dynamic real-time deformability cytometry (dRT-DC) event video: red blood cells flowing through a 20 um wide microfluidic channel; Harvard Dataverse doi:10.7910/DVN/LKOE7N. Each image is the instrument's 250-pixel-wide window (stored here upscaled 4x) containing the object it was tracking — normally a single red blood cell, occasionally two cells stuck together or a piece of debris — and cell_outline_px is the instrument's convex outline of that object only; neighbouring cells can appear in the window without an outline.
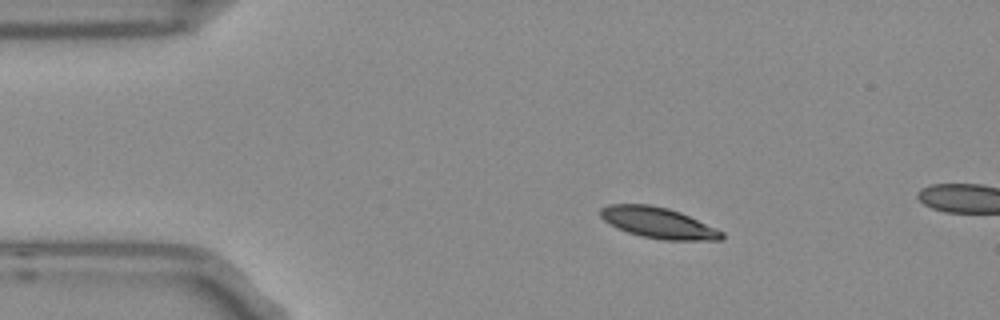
{"species": "Egyptian fruit bat (a non-hibernating species)", "species_latin": "Rousettus aegyptiacus", "temperature_condition": "room temperature", "stored_images_in_passage": 4, "segment_of_instrument_passage": [1, 2], "camera_frame_rate_fps": 3000, "um_per_image_px": 0.085, "frame": {"image": 1, "passage_image": 2, "time_ms": 0.333, "image_size_px": [1000, 320], "cell_outline_px": [[724, 240], [660, 240], [640, 236], [616, 228], [604, 220], [600, 216], [600, 208], [608, 204], [648, 204], [668, 208], [680, 212], [724, 232]], "centroid_in_image_um": [55.93, 18.94], "position_along_channel_um": 29.1, "area_um2": 21.91}}